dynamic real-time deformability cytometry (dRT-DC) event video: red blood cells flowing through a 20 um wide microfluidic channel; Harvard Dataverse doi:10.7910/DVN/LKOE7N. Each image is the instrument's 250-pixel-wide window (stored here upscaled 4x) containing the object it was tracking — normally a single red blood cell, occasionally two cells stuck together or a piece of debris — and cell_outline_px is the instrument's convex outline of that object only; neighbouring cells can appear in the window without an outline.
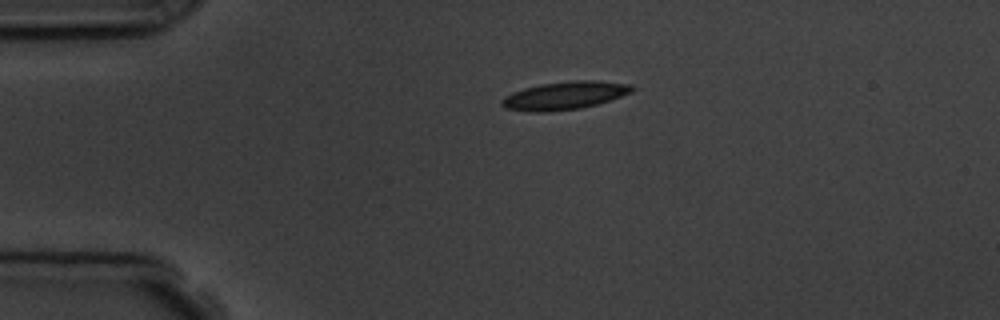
{"species": "common noctule bat (a hibernating species)", "species_latin": "Nyctalus noctula", "temperature_condition": "room temperature", "stored_images_in_passage": 2, "camera_frame_rate_fps": 3000, "um_per_image_px": 0.085, "animal": {"sex": "male", "body_mass_g": 19.5, "forearm_length_mm": 54.6}, "frame": {"image": 1, "passage_image": 1, "time_ms": 0.0, "image_size_px": [1000, 320], "cell_outline_px": [[636, 88], [632, 92], [596, 104], [580, 108], [548, 112], [528, 112], [504, 108], [500, 104], [500, 100], [504, 96], [512, 92], [524, 88], [540, 84], [572, 80], [596, 80], [632, 84]], "centroid_in_image_um": [47.96, 8.11], "position_along_channel_um": 37.0, "area_um2": 21.44}}
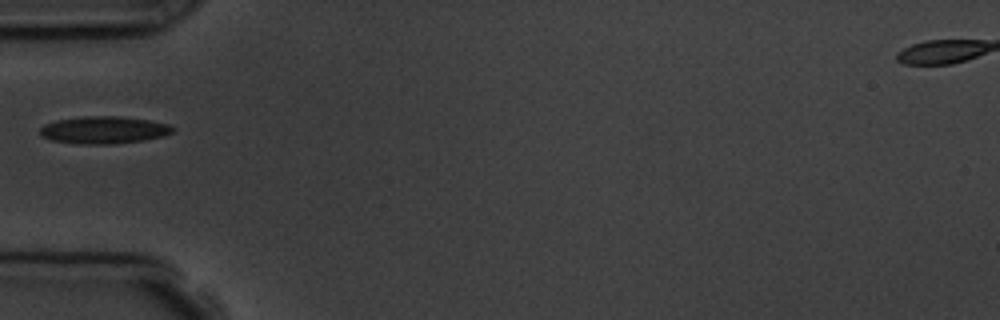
{"frame": {"image": 2, "passage_image": 2, "time_ms": 2.0, "image_size_px": [1000, 320], "cell_outline_px": [[176, 128], [172, 132], [164, 136], [144, 140], [112, 144], [80, 144], [52, 140], [40, 136], [40, 128], [44, 124], [56, 120], [84, 116], [120, 116], [148, 120], [168, 124]], "centroid_in_image_um": [8.82, 11.05], "position_along_channel_um": 76.2, "area_um2": 21.21}}